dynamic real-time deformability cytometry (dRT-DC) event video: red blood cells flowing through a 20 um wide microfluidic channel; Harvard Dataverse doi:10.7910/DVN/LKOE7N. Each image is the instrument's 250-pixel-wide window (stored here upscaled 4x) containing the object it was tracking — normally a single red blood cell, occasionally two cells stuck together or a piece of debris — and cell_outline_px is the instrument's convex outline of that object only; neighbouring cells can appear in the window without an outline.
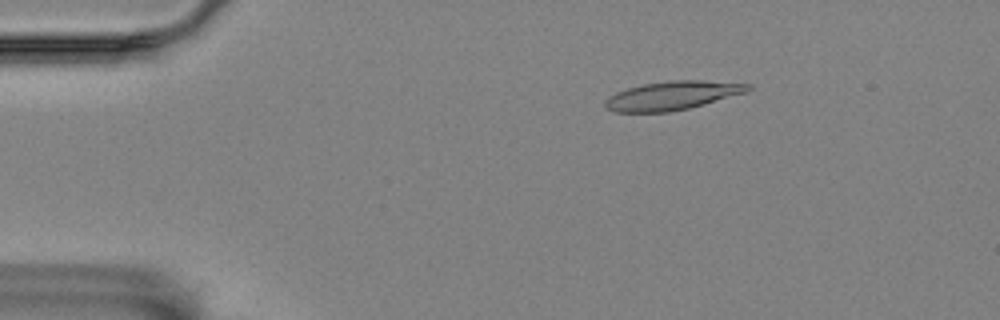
{"species": "Egyptian fruit bat (a non-hibernating species)", "species_latin": "Rousettus aegyptiacus", "temperature_condition": "room temperature", "stored_images_in_passage": 56, "camera_frame_rate_fps": 3000, "um_per_image_px": 0.085, "animal": {"sex": "female"}, "frame": {"image": 1, "passage_image": 9, "time_ms": 2.667, "image_size_px": [1000, 320], "cell_outline_px": [[752, 88], [748, 92], [704, 104], [688, 108], [668, 112], [612, 112], [604, 108], [604, 100], [608, 96], [616, 92], [640, 84], [668, 80], [704, 80], [752, 84]], "centroid_in_image_um": [57.12, 8.11], "position_along_channel_um": 27.9, "area_um2": 24.22}}
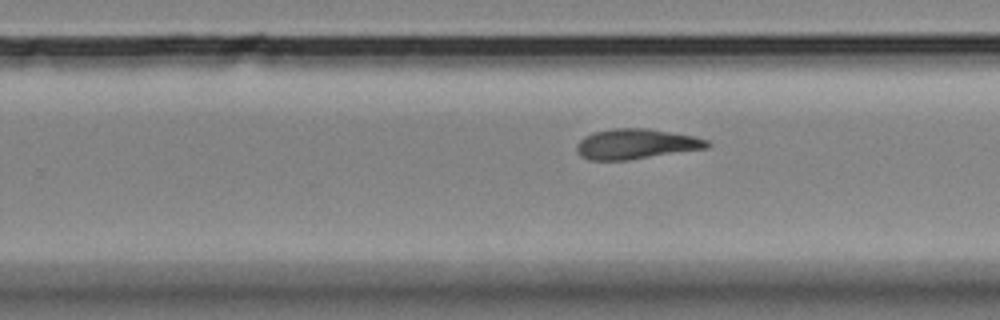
{"frame": {"image": 2, "passage_image": 35, "time_ms": 11.333, "image_size_px": [1000, 320], "cell_outline_px": [[712, 144], [708, 148], [628, 160], [588, 160], [580, 156], [576, 152], [576, 144], [584, 136], [592, 132], [612, 128], [648, 128], [696, 136], [708, 140]], "centroid_in_image_um": [54.06, 12.23], "position_along_channel_um": 275.7, "area_um2": 23.29}}
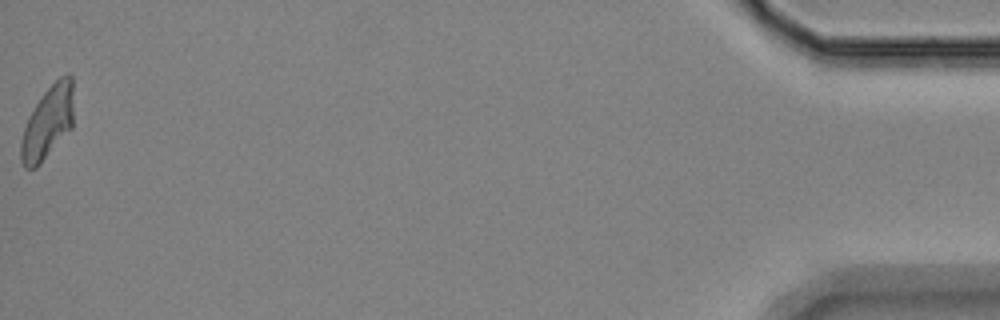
{"frame": {"image": 3, "passage_image": 56, "time_ms": 18.333, "image_size_px": [1000, 320], "cell_outline_px": [[72, 128], [40, 164], [36, 168], [24, 168], [20, 160], [20, 140], [28, 116], [44, 92], [60, 76], [68, 72], [72, 76]], "centroid_in_image_um": [4.04, 10.43], "position_along_channel_um": 431.2, "area_um2": 22.31}, "authors_computed_cell_mechanics": {"area_um2": 23.1778, "velocity_mm_per_s": 3.549, "shape_relaxation_time_tau1_ms": 6.754, "shape_relaxation_time_tau2_ms": 3.0855, "deformation_change_tau1": 0.198, "deformation_change_tau2": 0.1207}}